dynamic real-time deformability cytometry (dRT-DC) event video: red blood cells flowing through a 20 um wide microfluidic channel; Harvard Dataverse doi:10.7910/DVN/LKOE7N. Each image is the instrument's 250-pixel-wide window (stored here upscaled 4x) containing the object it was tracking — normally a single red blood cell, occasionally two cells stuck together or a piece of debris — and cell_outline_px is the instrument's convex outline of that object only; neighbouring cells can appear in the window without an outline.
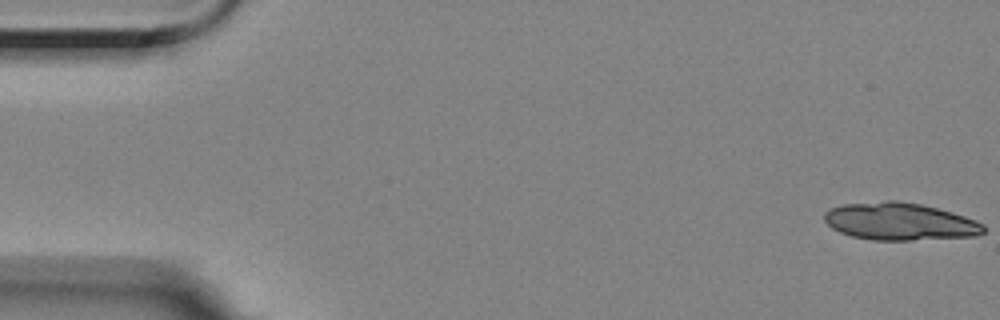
{"species": "Egyptian fruit bat (a non-hibernating species)", "species_latin": "Rousettus aegyptiacus", "temperature_condition": "room temperature", "stored_images_in_passage": 16, "camera_frame_rate_fps": 3000, "um_per_image_px": 0.085, "animal": {"sex": "female"}, "frame": {"image": 1, "passage_image": 1, "time_ms": 0.0, "image_size_px": [1000, 320], "cell_outline_px": [[984, 232], [976, 236], [912, 240], [872, 240], [852, 236], [840, 232], [832, 228], [824, 220], [824, 212], [828, 208], [844, 204], [888, 200], [896, 200], [920, 204], [952, 212], [976, 220], [984, 224]], "centroid_in_image_um": [76.47, 18.82], "position_along_channel_um": 8.5, "area_um2": 34.8}}